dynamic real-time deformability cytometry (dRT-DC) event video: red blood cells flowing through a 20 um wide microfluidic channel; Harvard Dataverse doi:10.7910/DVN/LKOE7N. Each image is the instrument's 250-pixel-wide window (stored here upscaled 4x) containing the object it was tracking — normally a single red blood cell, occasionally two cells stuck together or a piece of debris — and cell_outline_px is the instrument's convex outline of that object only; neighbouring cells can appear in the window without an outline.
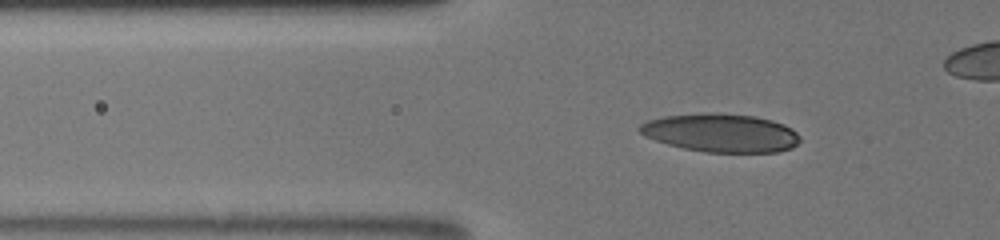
{"species": "human", "species_latin": "Homo sapiens", "temperature_condition": "room temperature", "stored_images_in_passage": 68, "camera_frame_rate_fps": 3000, "um_per_image_px": 0.085, "donor": {"sex": "male"}, "frame": {"image": 1, "passage_image": 30, "time_ms": 7.0, "image_size_px": [1000, 240], "cell_outline_px": [[800, 140], [792, 148], [780, 152], [704, 152], [684, 148], [668, 144], [644, 136], [636, 128], [640, 124], [648, 120], [664, 116], [704, 112], [720, 112], [756, 116], [772, 120], [784, 124], [792, 128], [800, 136]], "centroid_in_image_um": [61.28, 11.28], "position_along_channel_um": 64.5, "area_um2": 36.24}}
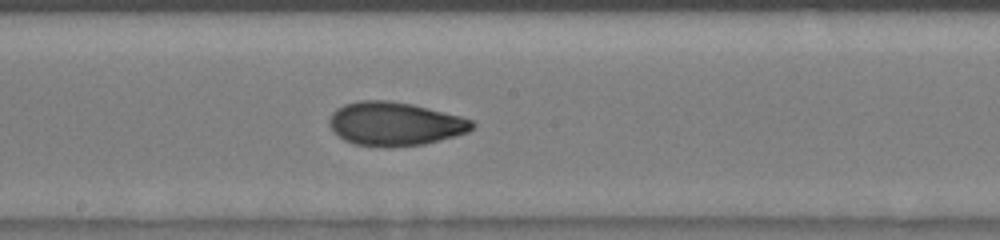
{"frame": {"image": 2, "passage_image": 49, "time_ms": 11.0, "image_size_px": [1000, 240], "cell_outline_px": [[476, 124], [468, 132], [456, 136], [424, 144], [392, 148], [388, 148], [356, 144], [344, 140], [332, 132], [328, 124], [328, 120], [332, 112], [336, 108], [344, 104], [360, 100], [388, 100], [412, 104], [460, 116], [472, 120]], "centroid_in_image_um": [33.53, 10.53], "position_along_channel_um": 214.7, "area_um2": 36.7}}
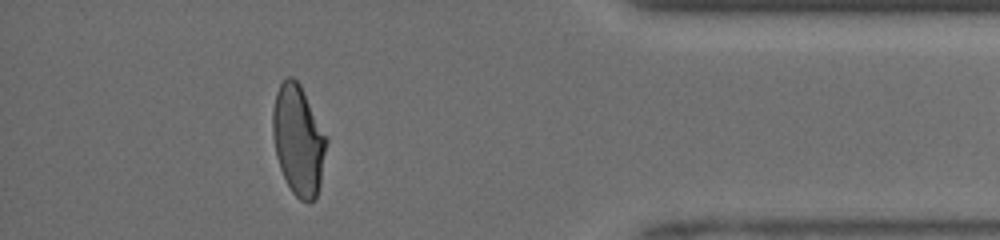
{"frame": {"image": 3, "passage_image": 67, "time_ms": 16.333, "image_size_px": [1000, 240], "cell_outline_px": [[328, 140], [320, 184], [316, 200], [308, 204], [300, 200], [292, 192], [280, 168], [276, 156], [272, 132], [272, 112], [276, 92], [280, 84], [288, 76], [292, 76], [300, 84], [328, 136]], "centroid_in_image_um": [25.37, 11.92], "position_along_channel_um": 409.8, "area_um2": 34.85}}